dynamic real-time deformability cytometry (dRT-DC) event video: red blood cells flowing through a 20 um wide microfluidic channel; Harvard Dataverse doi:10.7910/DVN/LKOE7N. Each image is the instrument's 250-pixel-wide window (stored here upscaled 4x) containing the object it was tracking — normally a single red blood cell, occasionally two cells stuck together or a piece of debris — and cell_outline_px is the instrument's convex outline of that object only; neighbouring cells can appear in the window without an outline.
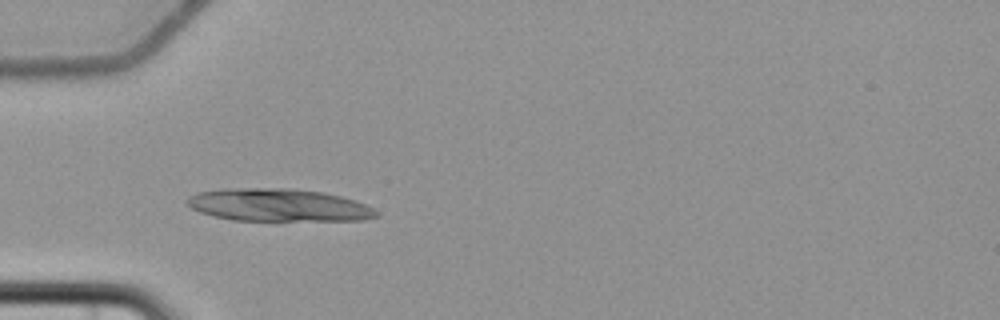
{"species": "common noctule bat (a hibernating species)", "species_latin": "Nyctalus noctula", "temperature_condition": "cold", "stored_images_in_passage": 4, "camera_frame_rate_fps": 3000, "um_per_image_px": 0.085, "animal": {"sex": "female", "body_mass_g": 22.7, "forearm_length_mm": 54.2}, "frame": {"image": 1, "passage_image": 4, "time_ms": 4.333, "image_size_px": [1000, 320], "cell_outline_px": [[380, 216], [364, 220], [232, 220], [212, 216], [200, 212], [184, 204], [184, 200], [188, 196], [196, 192], [228, 188], [288, 188], [324, 192], [340, 196], [364, 204], [372, 208]], "centroid_in_image_um": [23.59, 17.42], "position_along_channel_um": 61.4, "area_um2": 36.07}}